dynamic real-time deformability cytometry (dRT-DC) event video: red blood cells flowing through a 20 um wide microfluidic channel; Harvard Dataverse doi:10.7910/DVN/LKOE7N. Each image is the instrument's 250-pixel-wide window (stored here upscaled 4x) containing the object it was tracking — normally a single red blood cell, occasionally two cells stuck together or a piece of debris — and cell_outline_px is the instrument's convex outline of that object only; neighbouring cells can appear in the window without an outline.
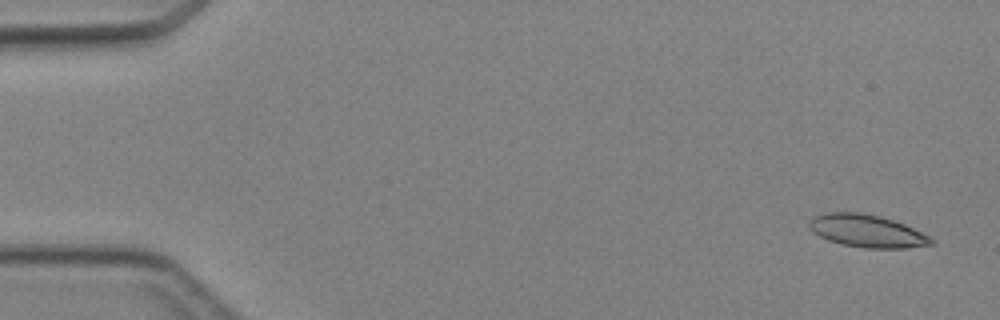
{"species": "Egyptian fruit bat (a non-hibernating species)", "species_latin": "Rousettus aegyptiacus", "temperature_condition": "cold", "stored_images_in_passage": 4, "camera_frame_rate_fps": 3000, "um_per_image_px": 0.085, "animal": {"sex": "female"}, "frame": {"image": 1, "passage_image": 1, "time_ms": 0.0, "image_size_px": [1000, 320], "cell_outline_px": [[936, 244], [908, 248], [864, 248], [840, 244], [828, 240], [820, 236], [808, 224], [816, 216], [824, 212], [860, 212], [880, 216], [904, 224], [936, 240]], "centroid_in_image_um": [73.74, 19.64], "position_along_channel_um": 11.3, "area_um2": 23.0}}
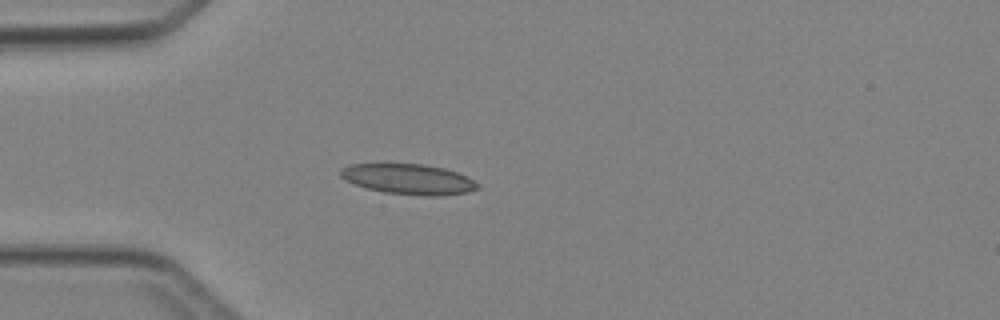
{"frame": {"image": 2, "passage_image": 4, "time_ms": 3.667, "image_size_px": [1000, 320], "cell_outline_px": [[480, 188], [468, 192], [440, 196], [424, 196], [384, 192], [368, 188], [356, 184], [340, 176], [340, 168], [348, 164], [424, 164], [444, 168], [468, 176], [480, 184]], "centroid_in_image_um": [34.78, 15.23], "position_along_channel_um": 50.2, "area_um2": 24.28}}